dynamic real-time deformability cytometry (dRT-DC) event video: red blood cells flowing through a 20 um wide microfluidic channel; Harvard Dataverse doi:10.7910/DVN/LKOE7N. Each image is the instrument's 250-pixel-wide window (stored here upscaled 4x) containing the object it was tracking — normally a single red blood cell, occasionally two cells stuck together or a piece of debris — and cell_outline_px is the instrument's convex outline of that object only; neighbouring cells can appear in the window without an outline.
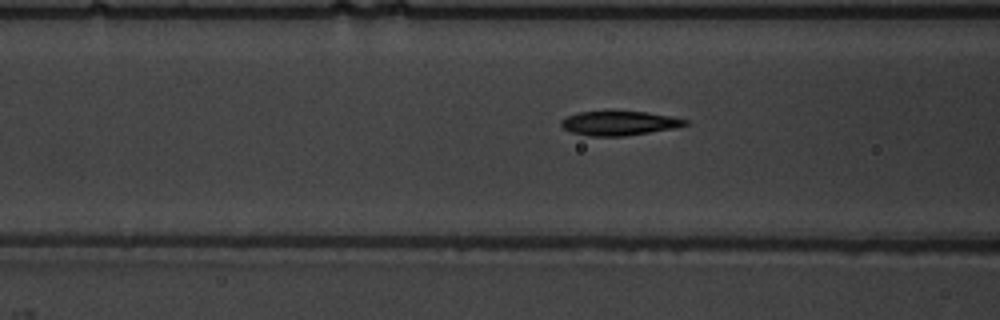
{"species": "common noctule bat (a hibernating species)", "species_latin": "Nyctalus noctula", "temperature_condition": "warm", "stored_images_in_passage": 42, "camera_frame_rate_fps": 3000, "um_per_image_px": 0.085, "animal": {"sex": "male", "body_mass_g": 19.5, "forearm_length_mm": 54.6}, "frame": {"image": 1, "passage_image": 10, "time_ms": 3.0, "image_size_px": [1000, 320], "cell_outline_px": [[688, 124], [672, 128], [624, 136], [592, 136], [572, 132], [564, 128], [560, 124], [560, 120], [568, 116], [580, 112], [608, 108], [648, 112], [688, 120]], "centroid_in_image_um": [52.57, 10.42], "position_along_channel_um": 114.0, "area_um2": 18.03}}
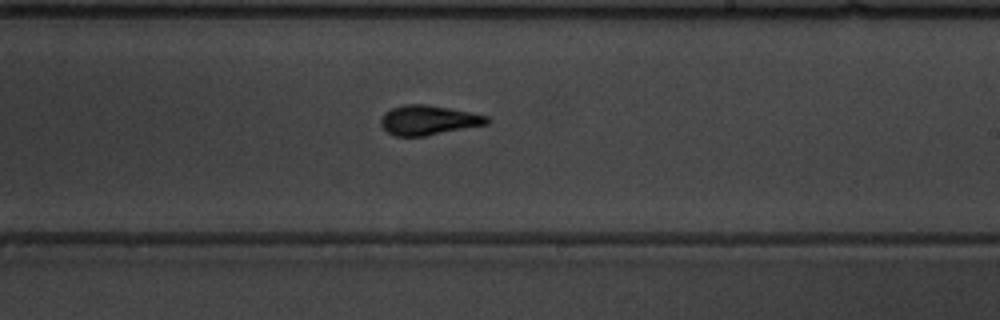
{"frame": {"image": 2, "passage_image": 21, "time_ms": 6.667, "image_size_px": [1000, 320], "cell_outline_px": [[488, 124], [424, 136], [396, 136], [388, 132], [380, 124], [380, 120], [384, 112], [392, 108], [404, 104], [424, 104], [448, 108], [488, 116]], "centroid_in_image_um": [36.37, 10.21], "position_along_channel_um": 252.6, "area_um2": 18.09}}
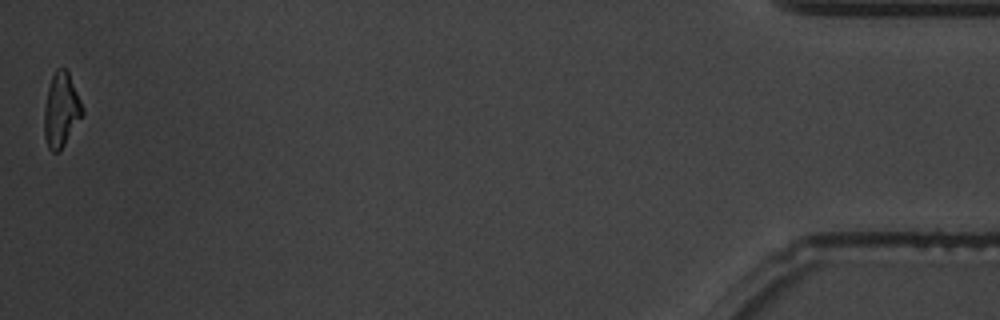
{"frame": {"image": 3, "passage_image": 42, "time_ms": 13.667, "image_size_px": [1000, 320], "cell_outline_px": [[84, 112], [60, 152], [52, 152], [48, 148], [44, 136], [44, 108], [48, 88], [52, 76], [56, 68], [64, 68], [68, 72], [84, 108]], "centroid_in_image_um": [5.19, 9.37], "position_along_channel_um": 430.0, "area_um2": 16.47}, "authors_computed_cell_mechanics": {"area_um2": 17.7157, "velocity_mm_per_s": 3.7746, "shape_relaxation_time_tau1_ms": 3.2314, "shape_relaxation_time_tau2_ms": 1.4588, "deformation_change_tau1": 0.1688, "deformation_change_tau2": 0.0762}}